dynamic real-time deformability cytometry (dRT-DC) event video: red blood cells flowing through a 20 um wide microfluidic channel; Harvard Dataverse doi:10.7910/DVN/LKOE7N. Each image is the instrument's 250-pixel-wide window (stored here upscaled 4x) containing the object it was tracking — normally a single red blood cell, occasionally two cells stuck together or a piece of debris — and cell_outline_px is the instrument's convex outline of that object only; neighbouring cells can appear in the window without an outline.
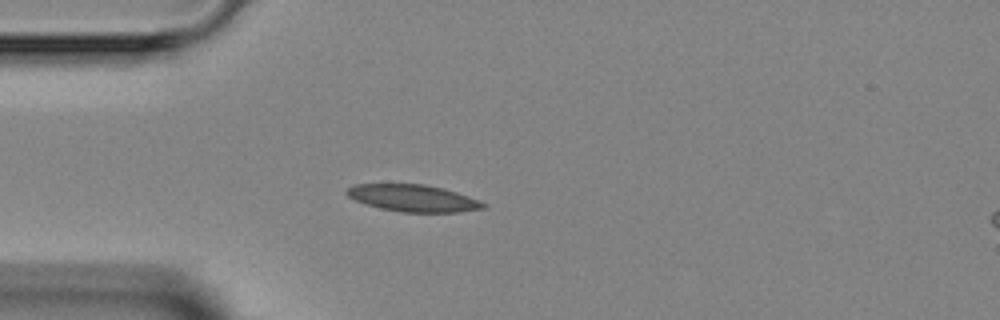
{"species": "Egyptian fruit bat (a non-hibernating species)", "species_latin": "Rousettus aegyptiacus", "temperature_condition": "room temperature", "stored_images_in_passage": 4, "camera_frame_rate_fps": 3000, "um_per_image_px": 0.085, "animal": {"sex": "female"}, "frame": {"image": 1, "passage_image": 4, "time_ms": 7.667, "image_size_px": [1000, 320], "cell_outline_px": [[488, 208], [460, 212], [400, 212], [380, 208], [364, 204], [348, 196], [344, 192], [348, 188], [356, 184], [424, 184], [444, 188], [480, 200], [488, 204]], "centroid_in_image_um": [35.16, 16.85], "position_along_channel_um": 49.8, "area_um2": 21.62}}